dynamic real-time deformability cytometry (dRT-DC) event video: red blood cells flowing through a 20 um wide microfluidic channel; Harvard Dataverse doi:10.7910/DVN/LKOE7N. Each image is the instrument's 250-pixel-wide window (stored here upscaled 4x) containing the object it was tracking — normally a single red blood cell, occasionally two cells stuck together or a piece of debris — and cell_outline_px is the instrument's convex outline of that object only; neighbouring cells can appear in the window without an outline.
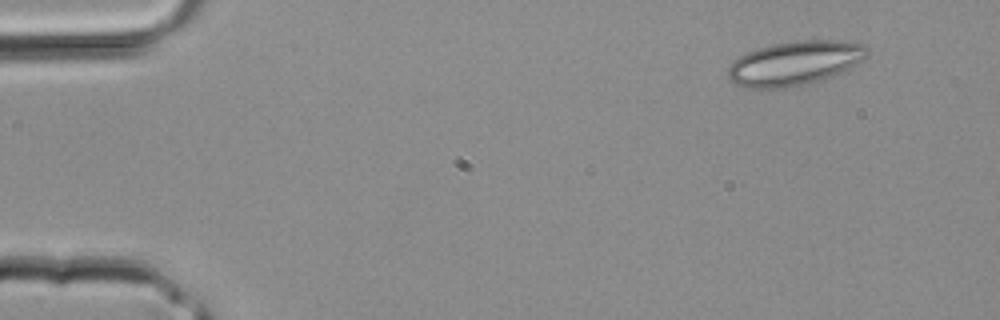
{"species": "common noctule bat (a hibernating species)", "species_latin": "Nyctalus noctula", "temperature_condition": "room temperature", "stored_images_in_passage": 2, "camera_frame_rate_fps": 3000, "um_per_image_px": 0.085, "animal": {"sex": "male", "body_mass_g": 20.4}, "frame": {"image": 1, "passage_image": 1, "time_ms": 0.0, "image_size_px": [1000, 320], "cell_outline_px": [[872, 52], [864, 60], [832, 76], [820, 80], [804, 84], [780, 88], [744, 88], [728, 80], [728, 68], [732, 60], [748, 52], [772, 44], [796, 40], [840, 40], [864, 44]], "centroid_in_image_um": [67.57, 5.36], "position_along_channel_um": 17.4, "area_um2": 36.01}}